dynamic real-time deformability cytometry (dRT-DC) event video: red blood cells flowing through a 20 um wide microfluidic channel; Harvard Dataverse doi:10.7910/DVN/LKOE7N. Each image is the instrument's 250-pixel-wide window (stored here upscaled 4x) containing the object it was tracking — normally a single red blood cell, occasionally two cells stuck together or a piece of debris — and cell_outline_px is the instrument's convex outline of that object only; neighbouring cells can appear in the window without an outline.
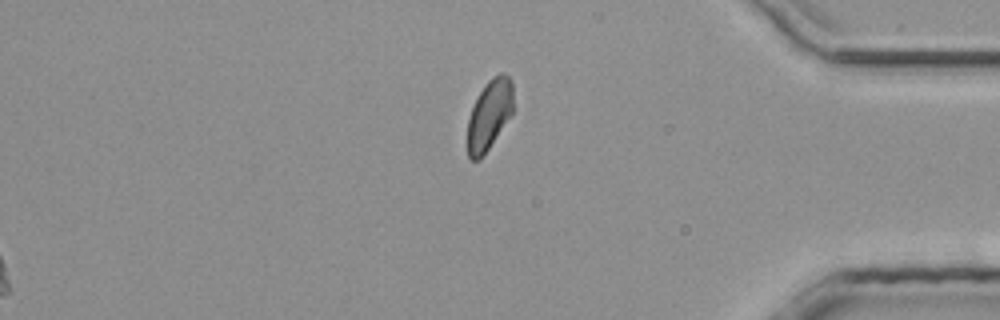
{"species": "common noctule bat (a hibernating species)", "species_latin": "Nyctalus noctula", "temperature_condition": "room temperature", "stored_images_in_passage": 34, "segment_of_instrument_passage": [2, 2], "camera_frame_rate_fps": 3000, "um_per_image_px": 0.085, "animal": {"sex": "male", "body_mass_g": 20.4}, "frame": {"image": 1, "passage_image": 34, "time_ms": 11.0, "image_size_px": [1000, 320], "cell_outline_px": [[512, 112], [480, 160], [472, 160], [468, 156], [468, 120], [472, 108], [484, 84], [492, 76], [500, 72], [504, 72], [512, 80]], "centroid_in_image_um": [41.58, 9.71], "position_along_channel_um": 393.6, "area_um2": 18.26}}